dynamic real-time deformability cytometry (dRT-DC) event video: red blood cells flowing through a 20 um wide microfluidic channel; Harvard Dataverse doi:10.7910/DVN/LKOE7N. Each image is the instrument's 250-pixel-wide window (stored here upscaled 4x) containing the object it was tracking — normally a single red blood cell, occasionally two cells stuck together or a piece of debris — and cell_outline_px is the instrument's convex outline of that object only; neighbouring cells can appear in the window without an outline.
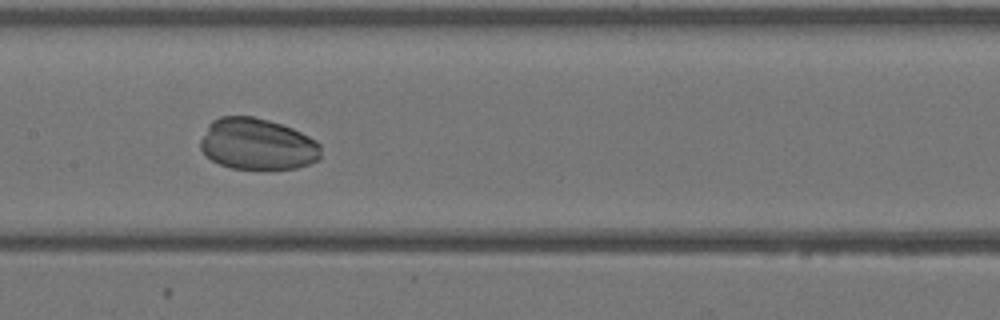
{"species": "Egyptian fruit bat (a non-hibernating species)", "species_latin": "Rousettus aegyptiacus", "temperature_condition": "warm", "stored_images_in_passage": 43, "camera_frame_rate_fps": 3000, "um_per_image_px": 0.085, "animal": {"sex": "female"}, "frame": {"image": 1, "passage_image": 22, "time_ms": 7.0, "image_size_px": [1000, 320], "cell_outline_px": [[320, 160], [296, 168], [232, 168], [220, 164], [212, 160], [200, 148], [200, 140], [208, 124], [212, 120], [220, 116], [252, 116], [268, 120], [292, 128], [316, 140], [320, 144]], "centroid_in_image_um": [21.87, 12.23], "position_along_channel_um": 185.5, "area_um2": 35.95}}
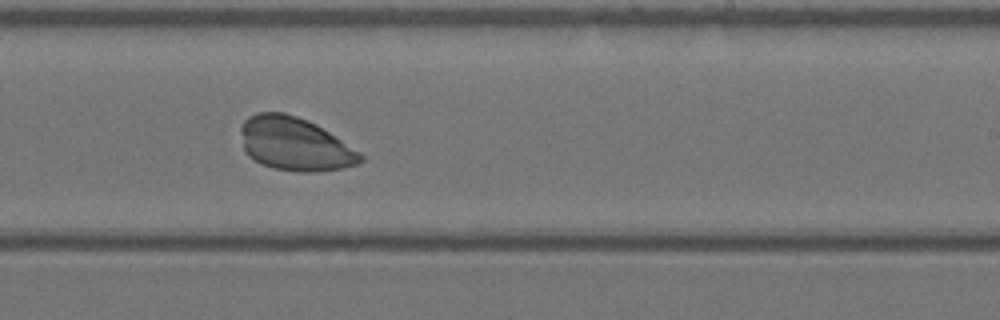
{"frame": {"image": 2, "passage_image": 27, "time_ms": 8.667, "image_size_px": [1000, 320], "cell_outline_px": [[364, 160], [356, 164], [340, 168], [312, 172], [300, 172], [272, 168], [260, 164], [248, 156], [244, 148], [240, 132], [240, 128], [244, 120], [248, 116], [256, 112], [284, 112], [308, 120], [316, 124], [360, 152], [364, 156]], "centroid_in_image_um": [25.02, 12.23], "position_along_channel_um": 264.0, "area_um2": 37.22}}
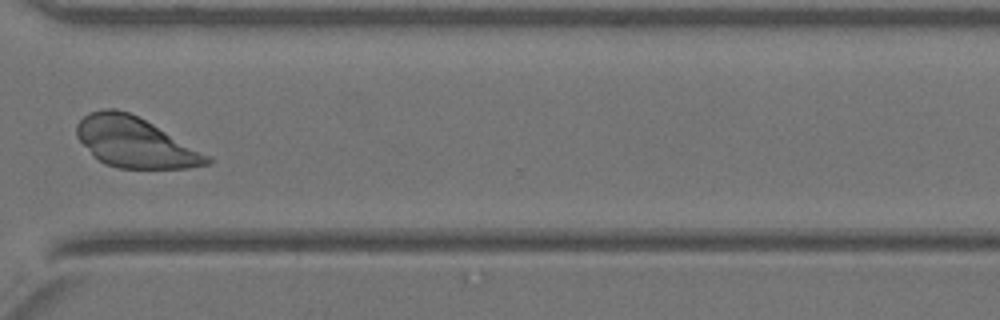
{"frame": {"image": 3, "passage_image": 33, "time_ms": 10.667, "image_size_px": [1000, 320], "cell_outline_px": [[212, 160], [208, 164], [188, 168], [120, 168], [104, 164], [76, 136], [76, 124], [88, 112], [104, 108], [116, 108], [128, 112], [152, 124], [212, 156]], "centroid_in_image_um": [11.49, 12.09], "position_along_channel_um": 359.1, "area_um2": 37.74}}